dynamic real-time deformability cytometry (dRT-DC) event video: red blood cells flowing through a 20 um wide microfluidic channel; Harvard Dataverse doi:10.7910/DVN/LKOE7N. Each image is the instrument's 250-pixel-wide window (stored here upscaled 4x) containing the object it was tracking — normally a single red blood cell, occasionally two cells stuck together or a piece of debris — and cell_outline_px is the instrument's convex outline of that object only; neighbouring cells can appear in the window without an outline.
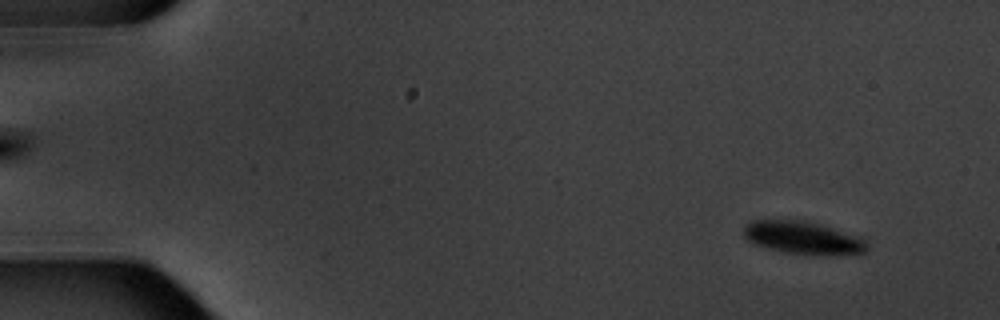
{"species": "common noctule bat (a hibernating species)", "species_latin": "Nyctalus noctula", "temperature_condition": "warm", "stored_images_in_passage": 6, "camera_frame_rate_fps": 3000, "um_per_image_px": 0.085, "animal": {"sex": "male", "body_mass_g": 20.1, "forearm_length_mm": 53.5}, "frame": {"image": 1, "passage_image": 1, "time_ms": 0.0, "image_size_px": [1000, 320], "cell_outline_px": [[868, 248], [864, 252], [828, 256], [784, 252], [768, 248], [756, 244], [748, 240], [744, 236], [744, 228], [752, 220], [804, 220], [864, 240], [868, 244]], "centroid_in_image_um": [68.2, 20.23], "position_along_channel_um": 16.8, "area_um2": 22.83}}
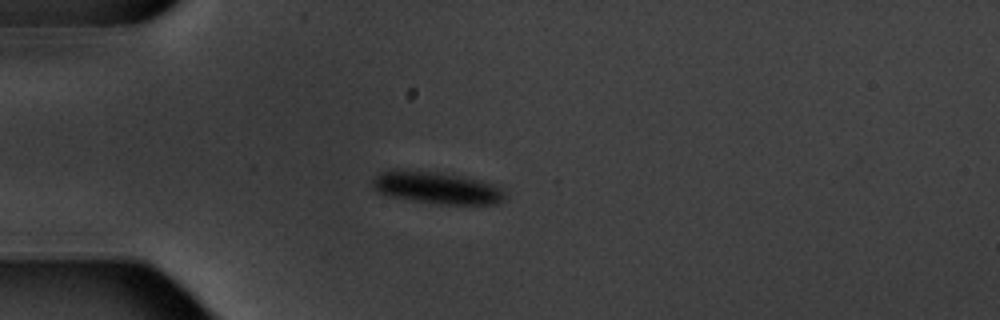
{"frame": {"image": 2, "passage_image": 4, "time_ms": 3.667, "image_size_px": [1000, 320], "cell_outline_px": [[508, 196], [504, 200], [496, 204], [440, 204], [412, 200], [392, 196], [376, 192], [372, 188], [372, 180], [380, 172], [392, 168], [396, 168], [436, 172], [480, 180], [496, 184]], "centroid_in_image_um": [37.1, 15.95], "position_along_channel_um": 47.9, "area_um2": 24.97}}